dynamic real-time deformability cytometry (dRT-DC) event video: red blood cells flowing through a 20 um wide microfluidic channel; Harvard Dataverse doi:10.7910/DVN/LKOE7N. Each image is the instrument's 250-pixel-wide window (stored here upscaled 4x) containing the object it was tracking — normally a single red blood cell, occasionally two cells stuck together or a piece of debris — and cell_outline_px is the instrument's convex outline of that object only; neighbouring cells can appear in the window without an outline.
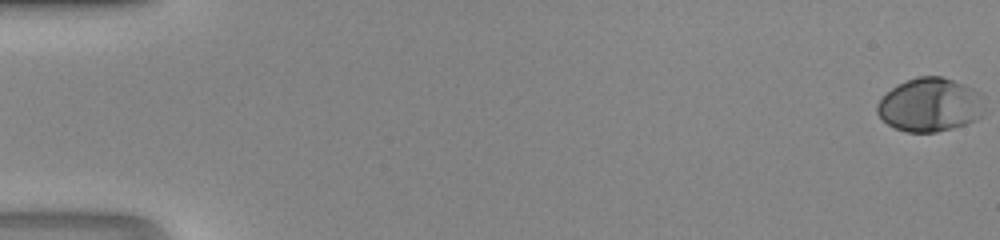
{"species": "human", "species_latin": "Homo sapiens", "temperature_condition": "room temperature", "stored_images_in_passage": 49, "camera_frame_rate_fps": 3000, "um_per_image_px": 0.085, "donor": {"sex": "male"}, "frame": {"image": 1, "passage_image": 1, "time_ms": 0.0, "image_size_px": [1000, 240], "cell_outline_px": [[984, 116], [976, 120], [952, 128], [936, 132], [908, 132], [896, 128], [888, 124], [876, 112], [876, 104], [892, 88], [916, 76], [940, 76], [964, 84], [980, 92], [984, 96]], "centroid_in_image_um": [79.1, 8.91], "position_along_channel_um": 5.9, "area_um2": 33.58}}
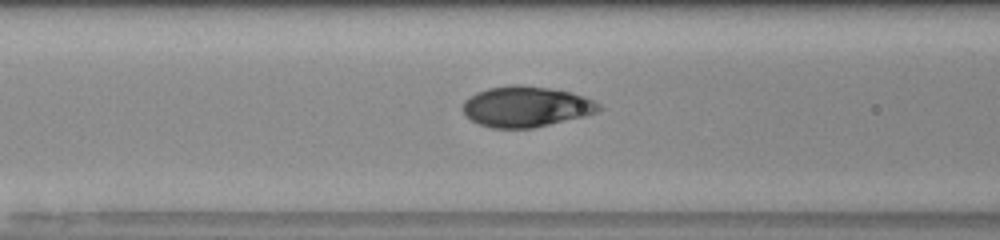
{"frame": {"image": 2, "passage_image": 22, "time_ms": 7.0, "image_size_px": [1000, 240], "cell_outline_px": [[604, 108], [596, 112], [584, 116], [532, 128], [492, 128], [480, 124], [464, 116], [460, 108], [464, 100], [468, 96], [476, 92], [488, 88], [516, 84], [520, 84], [548, 88], [572, 92], [584, 96], [600, 104]], "centroid_in_image_um": [44.67, 9.06], "position_along_channel_um": 121.9, "area_um2": 32.43}}
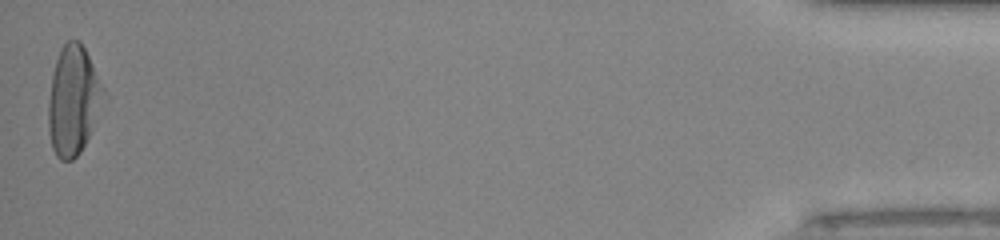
{"frame": {"image": 3, "passage_image": 49, "time_ms": 16.0, "image_size_px": [1000, 240], "cell_outline_px": [[108, 96], [80, 152], [72, 160], [60, 160], [56, 156], [52, 148], [48, 132], [48, 100], [52, 72], [60, 48], [68, 40], [80, 40]], "centroid_in_image_um": [6.22, 8.53], "position_along_channel_um": 429.0, "area_um2": 35.26}}